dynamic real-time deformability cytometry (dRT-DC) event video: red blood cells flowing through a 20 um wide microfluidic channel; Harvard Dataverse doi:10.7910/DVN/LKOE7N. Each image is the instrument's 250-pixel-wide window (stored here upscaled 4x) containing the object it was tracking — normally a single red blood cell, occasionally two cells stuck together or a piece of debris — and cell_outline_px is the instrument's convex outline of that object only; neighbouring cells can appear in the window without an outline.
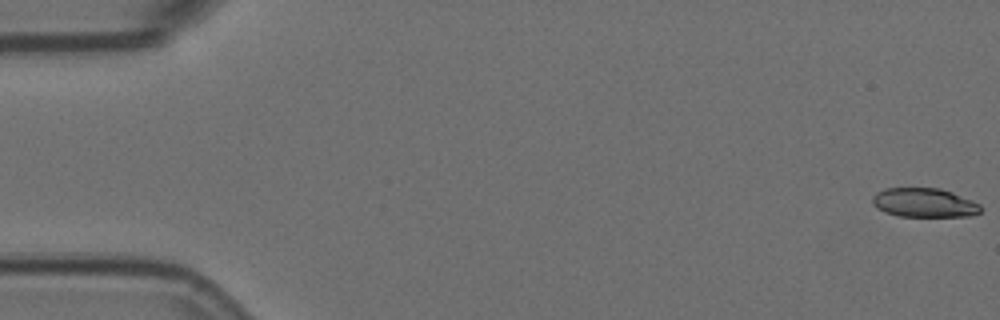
{"species": "Egyptian fruit bat (a non-hibernating species)", "species_latin": "Rousettus aegyptiacus", "temperature_condition": "room temperature", "stored_images_in_passage": 58, "segment_of_instrument_passage": [1, 2], "camera_frame_rate_fps": 3000, "um_per_image_px": 0.085, "animal": {"sex": "female"}, "frame": {"image": 1, "passage_image": 1, "time_ms": 0.0, "image_size_px": [1000, 320], "cell_outline_px": [[980, 212], [972, 216], [896, 216], [884, 212], [876, 208], [872, 204], [872, 196], [876, 192], [884, 188], [940, 188], [952, 192], [972, 200], [980, 204]], "centroid_in_image_um": [78.52, 17.23], "position_along_channel_um": 6.5, "area_um2": 18.5}}
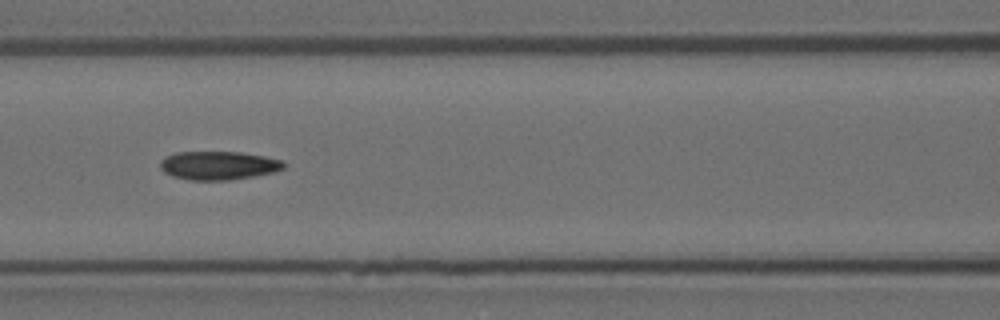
{"frame": {"image": 2, "passage_image": 25, "time_ms": 8.0, "image_size_px": [1000, 320], "cell_outline_px": [[284, 168], [276, 172], [228, 180], [192, 180], [172, 176], [164, 172], [160, 168], [160, 160], [164, 156], [176, 152], [240, 152], [264, 156], [284, 160]], "centroid_in_image_um": [18.56, 14.06], "position_along_channel_um": 148.0, "area_um2": 20.63}}
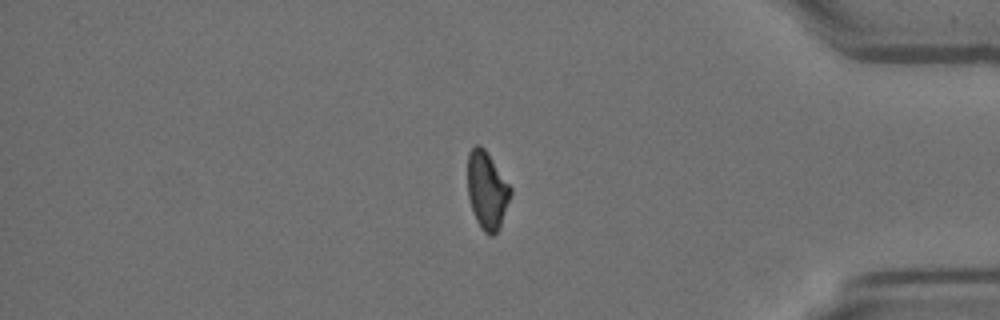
{"frame": {"image": 3, "passage_image": 48, "time_ms": 15.667, "image_size_px": [1000, 320], "cell_outline_px": [[512, 192], [500, 224], [496, 232], [492, 236], [488, 236], [480, 228], [476, 220], [468, 196], [468, 152], [476, 144], [480, 144], [484, 148], [512, 188]], "centroid_in_image_um": [41.38, 16.17], "position_along_channel_um": 393.8, "area_um2": 19.19}}